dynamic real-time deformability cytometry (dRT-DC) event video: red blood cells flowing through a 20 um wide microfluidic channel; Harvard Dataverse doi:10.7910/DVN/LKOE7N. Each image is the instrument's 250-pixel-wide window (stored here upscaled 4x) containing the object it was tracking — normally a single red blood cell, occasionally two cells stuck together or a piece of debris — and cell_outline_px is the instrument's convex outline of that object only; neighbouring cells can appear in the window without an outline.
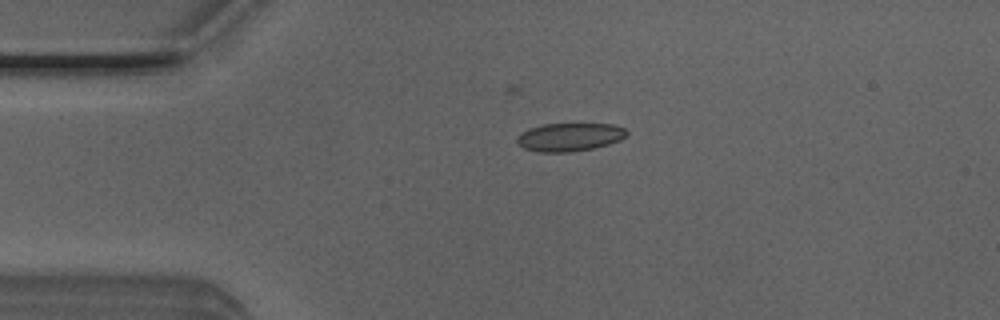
{"species": "Egyptian fruit bat (a non-hibernating species)", "species_latin": "Rousettus aegyptiacus", "temperature_condition": "room temperature", "stored_images_in_passage": 31, "camera_frame_rate_fps": 3000, "um_per_image_px": 0.085, "animal": {"sex": "male"}, "frame": {"image": 1, "passage_image": 1, "time_ms": 0.0, "image_size_px": [1000, 320], "cell_outline_px": [[628, 132], [620, 140], [608, 144], [592, 148], [568, 152], [540, 152], [524, 148], [516, 140], [524, 132], [532, 128], [544, 124], [612, 124], [624, 128]], "centroid_in_image_um": [48.45, 11.65], "position_along_channel_um": 36.5, "area_um2": 17.57}}
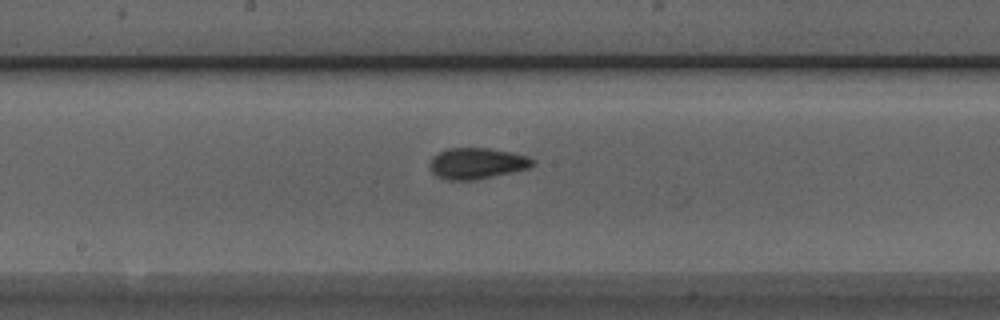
{"frame": {"image": 2, "passage_image": 16, "time_ms": 5.0, "image_size_px": [1000, 320], "cell_outline_px": [[536, 164], [528, 168], [512, 172], [476, 180], [444, 180], [436, 176], [428, 168], [428, 164], [432, 156], [448, 148], [488, 148], [512, 152], [528, 156], [536, 160]], "centroid_in_image_um": [40.52, 13.89], "position_along_channel_um": 207.7, "area_um2": 18.96}}
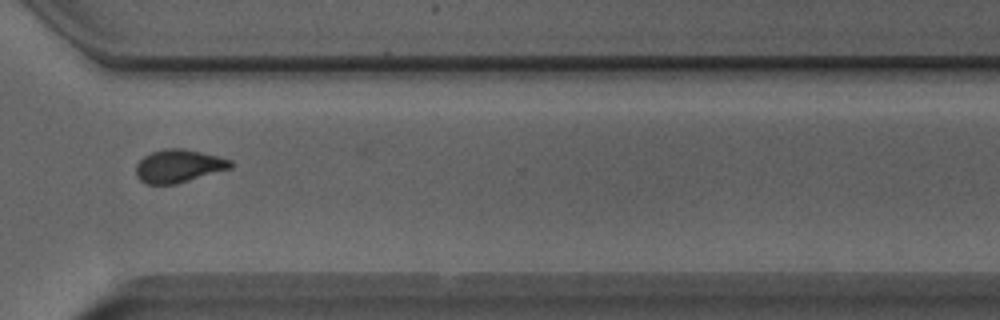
{"frame": {"image": 3, "passage_image": 27, "time_ms": 8.667, "image_size_px": [1000, 320], "cell_outline_px": [[232, 168], [176, 184], [144, 184], [136, 176], [136, 164], [144, 156], [152, 152], [164, 148], [184, 148], [220, 156], [232, 160]], "centroid_in_image_um": [15.19, 14.1], "position_along_channel_um": 355.4, "area_um2": 18.38}, "authors_computed_cell_mechanics": {"area_um2": 18.2648, "velocity_mm_per_s": 4.0362, "shape_relaxation_time_tau1_ms": 5.9193, "shape_relaxation_time_tau2_ms": 1.3689, "deformation_change_tau1": 0.1463, "deformation_change_tau2": 0.0505}}